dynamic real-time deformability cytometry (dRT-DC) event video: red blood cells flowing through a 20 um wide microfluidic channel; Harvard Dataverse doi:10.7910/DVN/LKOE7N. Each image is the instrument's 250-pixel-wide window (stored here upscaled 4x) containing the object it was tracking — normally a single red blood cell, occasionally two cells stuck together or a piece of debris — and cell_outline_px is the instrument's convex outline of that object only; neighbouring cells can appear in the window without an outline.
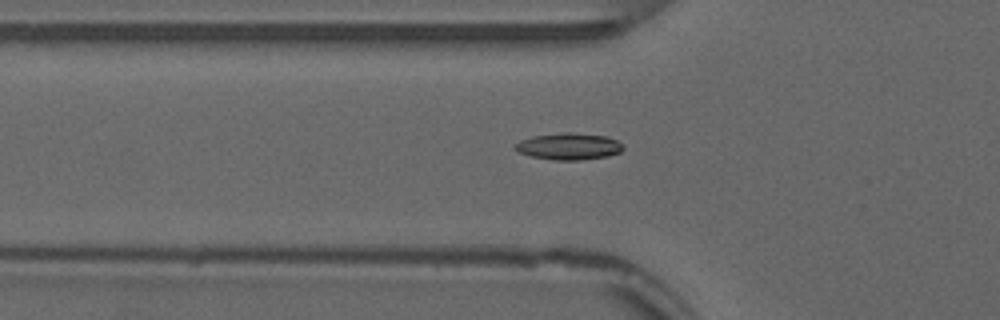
{"species": "common noctule bat (a hibernating species)", "species_latin": "Nyctalus noctula", "temperature_condition": "warm", "stored_images_in_passage": 53, "camera_frame_rate_fps": 3000, "um_per_image_px": 0.085, "animal": {"sex": "male", "forearm_length_mm": 52.5}, "frame": {"image": 1, "passage_image": 18, "time_ms": 5.667, "image_size_px": [1000, 320], "cell_outline_px": [[624, 148], [620, 152], [608, 156], [580, 160], [552, 160], [532, 156], [520, 152], [512, 148], [520, 140], [532, 136], [564, 132], [572, 132], [608, 136], [624, 144]], "centroid_in_image_um": [48.37, 12.43], "position_along_channel_um": 77.4, "area_um2": 16.94}}
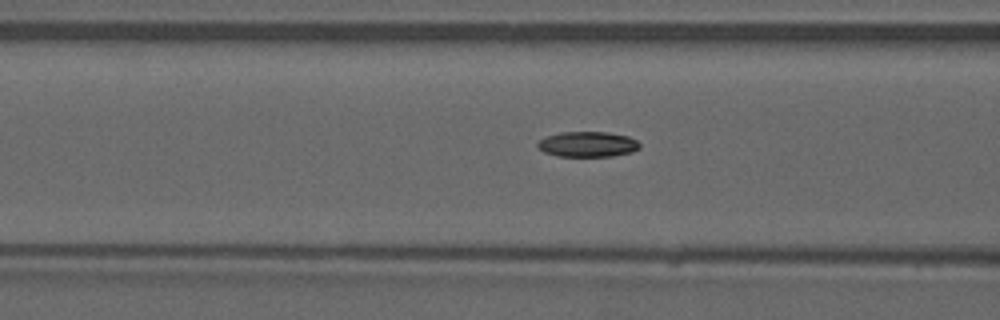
{"frame": {"image": 2, "passage_image": 21, "time_ms": 6.667, "image_size_px": [1000, 320], "cell_outline_px": [[640, 148], [632, 152], [612, 156], [556, 156], [544, 152], [536, 144], [540, 140], [548, 136], [560, 132], [608, 132], [628, 136], [636, 140], [640, 144]], "centroid_in_image_um": [49.97, 12.26], "position_along_channel_um": 116.6, "area_um2": 15.03}}
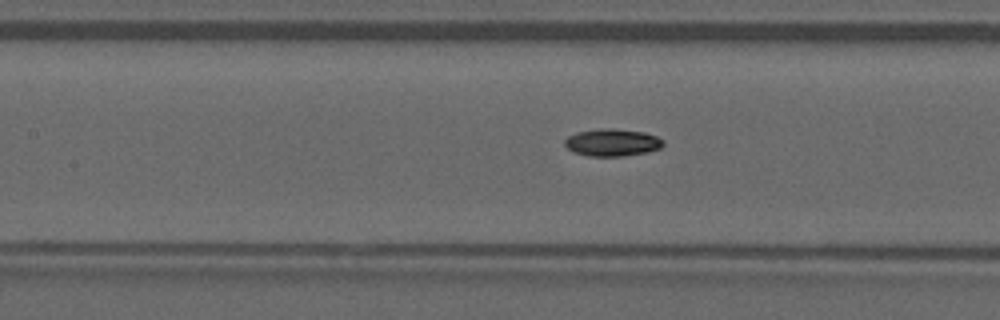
{"frame": {"image": 3, "passage_image": 24, "time_ms": 7.667, "image_size_px": [1000, 320], "cell_outline_px": [[664, 144], [660, 148], [648, 152], [624, 156], [588, 156], [572, 152], [564, 144], [564, 140], [568, 136], [576, 132], [600, 128], [616, 128], [644, 132], [656, 136], [664, 140]], "centroid_in_image_um": [52.03, 12.11], "position_along_channel_um": 155.4, "area_um2": 15.9}}